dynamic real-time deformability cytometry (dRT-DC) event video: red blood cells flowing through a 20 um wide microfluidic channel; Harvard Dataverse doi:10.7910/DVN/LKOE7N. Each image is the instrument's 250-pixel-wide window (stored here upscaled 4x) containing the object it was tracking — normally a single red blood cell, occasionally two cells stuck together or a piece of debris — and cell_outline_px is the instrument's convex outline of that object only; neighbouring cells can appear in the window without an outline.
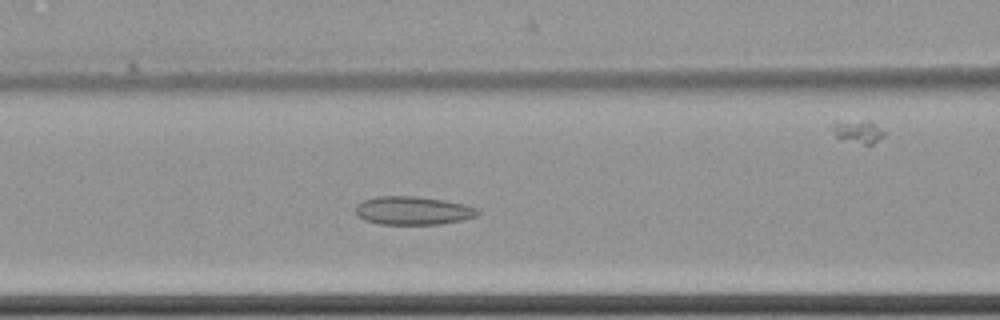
{"species": "common noctule bat (a hibernating species)", "species_latin": "Nyctalus noctula", "temperature_condition": "cold", "stored_images_in_passage": 58, "camera_frame_rate_fps": 3000, "um_per_image_px": 0.085, "animal": {"sex": "female", "body_mass_g": 22.7, "forearm_length_mm": 54.2}, "frame": {"image": 1, "passage_image": 24, "time_ms": 7.667, "image_size_px": [1000, 320], "cell_outline_px": [[480, 212], [476, 216], [460, 220], [440, 224], [380, 224], [364, 220], [356, 212], [356, 204], [364, 200], [376, 196], [416, 196], [444, 200], [464, 204], [476, 208]], "centroid_in_image_um": [35.09, 17.89], "position_along_channel_um": 131.5, "area_um2": 20.06}}
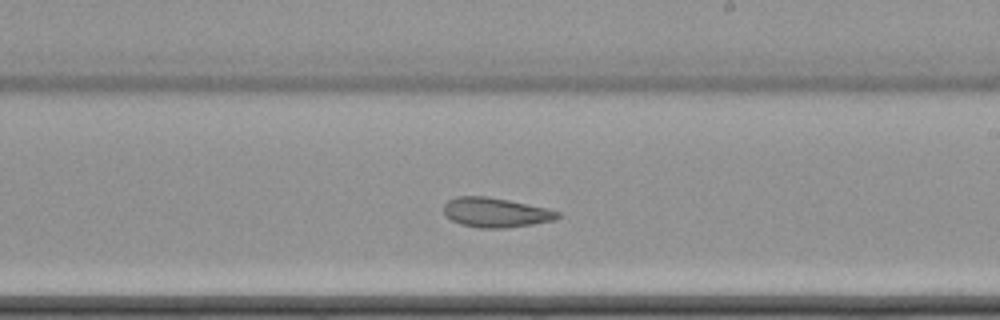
{"frame": {"image": 2, "passage_image": 34, "time_ms": 11.0, "image_size_px": [1000, 320], "cell_outline_px": [[560, 216], [556, 220], [508, 228], [480, 228], [460, 224], [444, 216], [444, 204], [448, 200], [456, 196], [488, 196], [508, 200], [544, 208], [560, 212]], "centroid_in_image_um": [42.09, 18.06], "position_along_channel_um": 246.9, "area_um2": 19.65}}
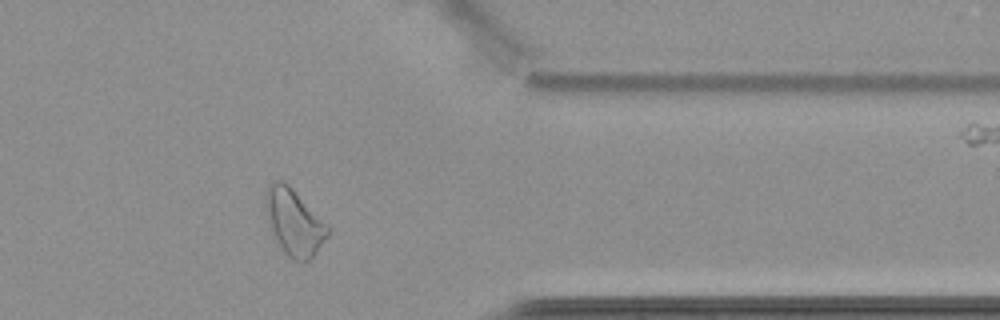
{"frame": {"image": 3, "passage_image": 47, "time_ms": 15.333, "image_size_px": [1000, 320], "cell_outline_px": [[328, 236], [316, 252], [308, 260], [292, 260], [284, 252], [272, 232], [268, 224], [264, 208], [264, 192], [268, 184], [272, 180], [284, 180], [292, 188], [328, 228]], "centroid_in_image_um": [24.91, 18.84], "position_along_channel_um": 386.5, "area_um2": 23.58}, "authors_computed_cell_mechanics": {"area_um2": 23.409, "velocity_mm_per_s": 3.4673, "shape_relaxation_time_tau1_ms": null, "shape_relaxation_time_tau2_ms": 2.637, "deformation_change_tau1": null, "deformation_change_tau2": 0.0971}}